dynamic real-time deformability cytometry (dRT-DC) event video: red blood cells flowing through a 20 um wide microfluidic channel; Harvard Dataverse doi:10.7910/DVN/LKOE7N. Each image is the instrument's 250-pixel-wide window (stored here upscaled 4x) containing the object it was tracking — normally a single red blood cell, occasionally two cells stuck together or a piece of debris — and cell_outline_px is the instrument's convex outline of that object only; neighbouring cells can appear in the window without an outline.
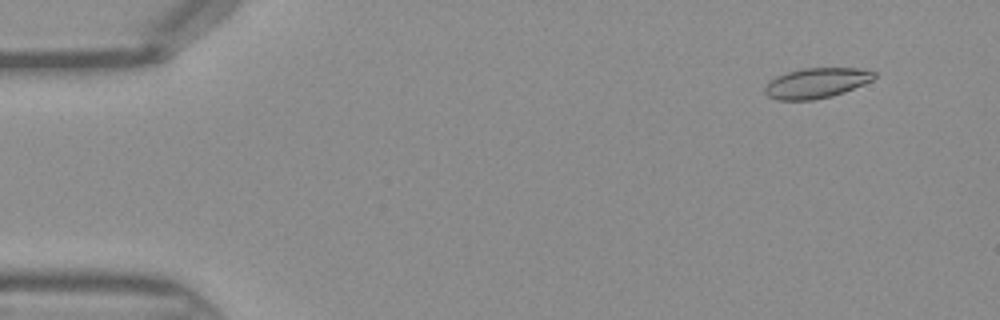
{"species": "Egyptian fruit bat (a non-hibernating species)", "species_latin": "Rousettus aegyptiacus", "temperature_condition": "warm", "stored_images_in_passage": 45, "camera_frame_rate_fps": 3000, "um_per_image_px": 0.085, "frame": {"image": 1, "passage_image": 4, "time_ms": 1.0, "image_size_px": [1000, 320], "cell_outline_px": [[876, 76], [872, 80], [864, 84], [844, 92], [832, 96], [812, 100], [776, 100], [768, 96], [764, 92], [764, 88], [776, 76], [788, 72], [804, 68], [860, 68], [876, 72]], "centroid_in_image_um": [69.41, 7.06], "position_along_channel_um": 15.6, "area_um2": 19.19}}
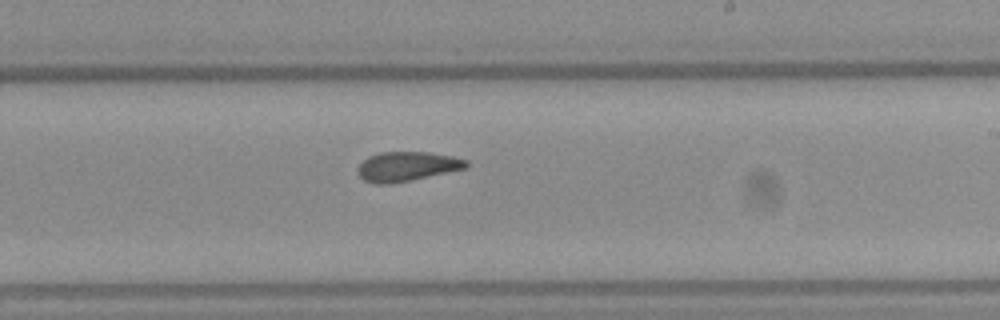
{"frame": {"image": 2, "passage_image": 27, "time_ms": 8.667, "image_size_px": [1000, 320], "cell_outline_px": [[468, 168], [412, 180], [392, 184], [376, 184], [364, 180], [360, 176], [360, 164], [368, 156], [380, 152], [428, 152], [452, 156], [468, 160]], "centroid_in_image_um": [34.64, 14.15], "position_along_channel_um": 254.4, "area_um2": 18.61}}
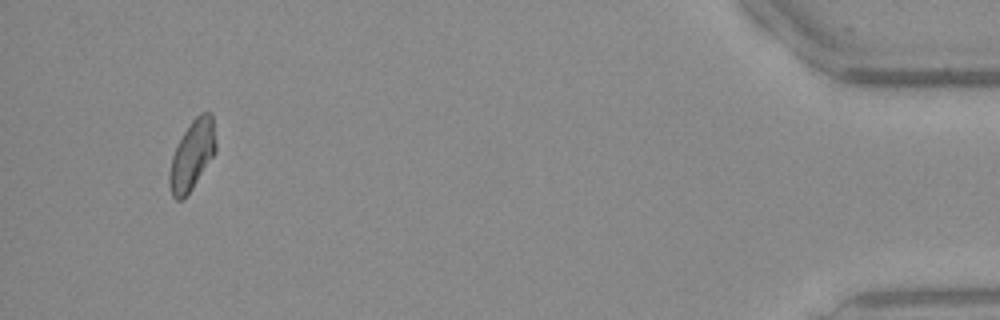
{"frame": {"image": 3, "passage_image": 43, "time_ms": 14.0, "image_size_px": [1000, 320], "cell_outline_px": [[216, 152], [192, 188], [180, 200], [176, 200], [172, 196], [168, 184], [168, 176], [172, 156], [184, 132], [192, 120], [200, 112], [212, 112], [216, 140]], "centroid_in_image_um": [16.34, 13.16], "position_along_channel_um": 418.9, "area_um2": 18.67}}